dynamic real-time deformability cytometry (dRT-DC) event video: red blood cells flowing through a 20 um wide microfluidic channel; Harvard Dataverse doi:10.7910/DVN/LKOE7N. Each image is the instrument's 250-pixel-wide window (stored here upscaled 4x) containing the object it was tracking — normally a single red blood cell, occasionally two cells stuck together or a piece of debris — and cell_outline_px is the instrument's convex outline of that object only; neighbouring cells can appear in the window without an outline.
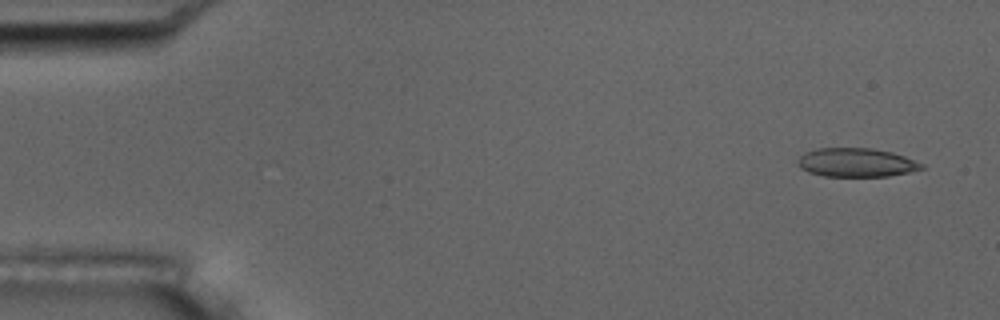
{"species": "common noctule bat (a hibernating species)", "species_latin": "Nyctalus noctula", "temperature_condition": "room temperature", "stored_images_in_passage": 56, "camera_frame_rate_fps": 3000, "um_per_image_px": 0.085, "animal": {"sex": "male", "body_mass_g": 17.5, "forearm_length_mm": 52.3}, "frame": {"image": 1, "passage_image": 3, "time_ms": 0.667, "image_size_px": [1000, 320], "cell_outline_px": [[924, 168], [908, 172], [888, 176], [824, 176], [808, 172], [800, 168], [796, 164], [796, 160], [804, 152], [816, 148], [872, 148], [892, 152], [904, 156], [924, 164]], "centroid_in_image_um": [72.74, 13.81], "position_along_channel_um": 12.3, "area_um2": 20.87}}
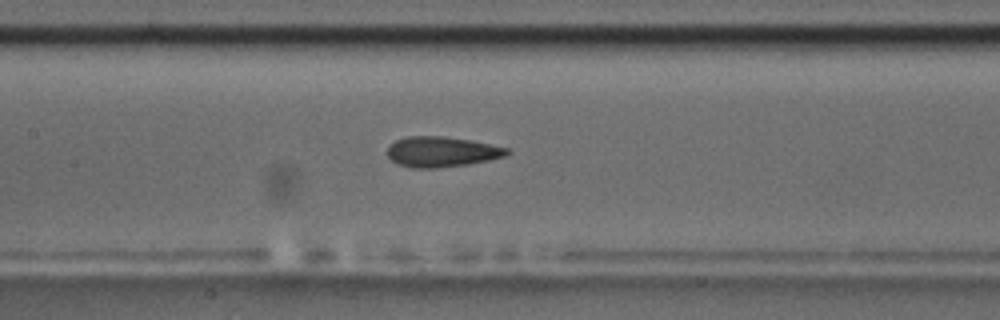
{"frame": {"image": 2, "passage_image": 26, "time_ms": 8.333, "image_size_px": [1000, 320], "cell_outline_px": [[512, 152], [504, 156], [488, 160], [468, 164], [436, 168], [408, 168], [396, 164], [388, 156], [388, 148], [396, 140], [408, 136], [444, 136], [472, 140], [508, 148]], "centroid_in_image_um": [37.54, 12.9], "position_along_channel_um": 169.9, "area_um2": 21.21}}
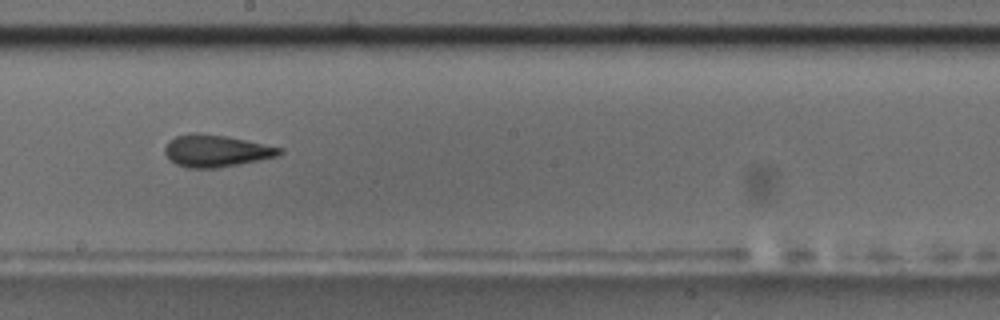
{"frame": {"image": 3, "passage_image": 31, "time_ms": 10.0, "image_size_px": [1000, 320], "cell_outline_px": [[284, 152], [276, 156], [216, 168], [188, 168], [176, 164], [168, 160], [164, 152], [164, 148], [168, 140], [176, 136], [192, 132], [196, 132], [224, 136], [284, 148]], "centroid_in_image_um": [18.29, 12.81], "position_along_channel_um": 229.9, "area_um2": 21.27}, "authors_computed_cell_mechanics": {"area_um2": 21.2126, "velocity_mm_per_s": 3.6165, "shape_relaxation_time_tau1_ms": 9.704, "shape_relaxation_time_tau2_ms": 2.8748, "deformation_change_tau1": 0.1776, "deformation_change_tau2": 0.1118}}